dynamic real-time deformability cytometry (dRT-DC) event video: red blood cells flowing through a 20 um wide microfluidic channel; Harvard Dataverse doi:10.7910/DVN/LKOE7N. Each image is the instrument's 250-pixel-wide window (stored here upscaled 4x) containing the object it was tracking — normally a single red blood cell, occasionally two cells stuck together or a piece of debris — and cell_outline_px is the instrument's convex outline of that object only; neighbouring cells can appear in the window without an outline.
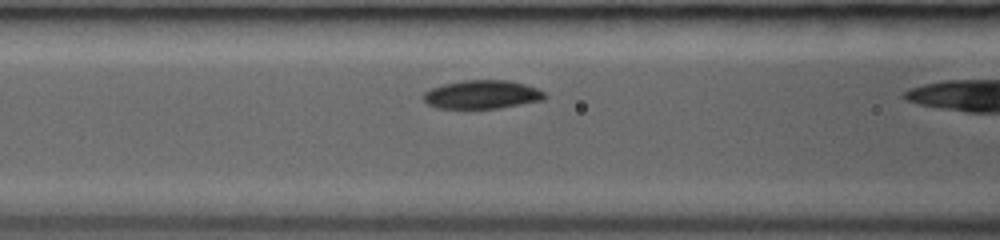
{"species": "common noctule bat (a hibernating species)", "species_latin": "Nyctalus noctula", "temperature_condition": "room temperature", "stored_images_in_passage": 9, "camera_frame_rate_fps": 3000, "um_per_image_px": 0.085, "animal": {"sex": "female", "body_mass_g": 19.0, "forearm_length_mm": 53.3}, "frame": {"image": 1, "passage_image": 8, "time_ms": 2.333, "image_size_px": [1000, 240], "cell_outline_px": [[548, 96], [544, 100], [500, 108], [436, 108], [428, 104], [424, 100], [424, 92], [432, 88], [444, 84], [464, 80], [508, 80], [524, 84], [536, 88], [544, 92]], "centroid_in_image_um": [41.0, 8.04], "position_along_channel_um": 125.6, "area_um2": 20.11}}